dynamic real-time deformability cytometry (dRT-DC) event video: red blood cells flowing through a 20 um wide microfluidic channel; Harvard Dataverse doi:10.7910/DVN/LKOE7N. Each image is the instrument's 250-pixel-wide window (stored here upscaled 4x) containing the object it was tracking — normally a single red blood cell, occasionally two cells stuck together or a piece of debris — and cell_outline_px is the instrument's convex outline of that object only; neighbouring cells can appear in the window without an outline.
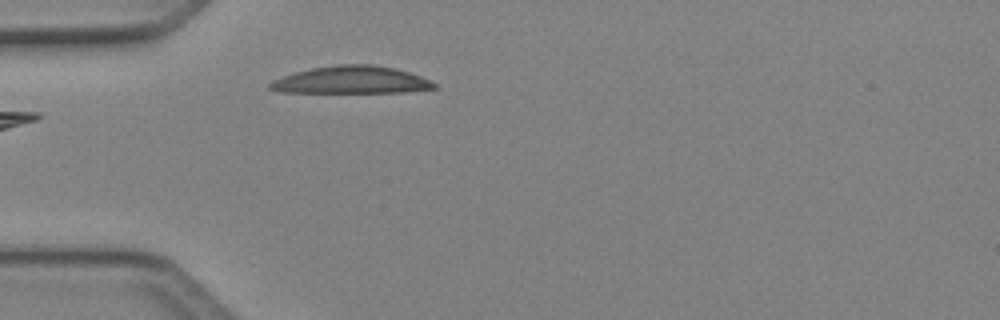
{"species": "Egyptian fruit bat (a non-hibernating species)", "species_latin": "Rousettus aegyptiacus", "temperature_condition": "cold", "stored_images_in_passage": 2, "camera_frame_rate_fps": 3000, "um_per_image_px": 0.085, "animal": {"sex": "female"}, "frame": {"image": 1, "passage_image": 2, "time_ms": 0.333, "image_size_px": [1000, 320], "cell_outline_px": [[440, 88], [404, 92], [280, 92], [268, 88], [268, 84], [272, 80], [296, 72], [312, 68], [336, 64], [372, 64], [396, 68], [420, 76], [436, 84]], "centroid_in_image_um": [29.88, 6.8], "position_along_channel_um": 55.1, "area_um2": 26.24}}